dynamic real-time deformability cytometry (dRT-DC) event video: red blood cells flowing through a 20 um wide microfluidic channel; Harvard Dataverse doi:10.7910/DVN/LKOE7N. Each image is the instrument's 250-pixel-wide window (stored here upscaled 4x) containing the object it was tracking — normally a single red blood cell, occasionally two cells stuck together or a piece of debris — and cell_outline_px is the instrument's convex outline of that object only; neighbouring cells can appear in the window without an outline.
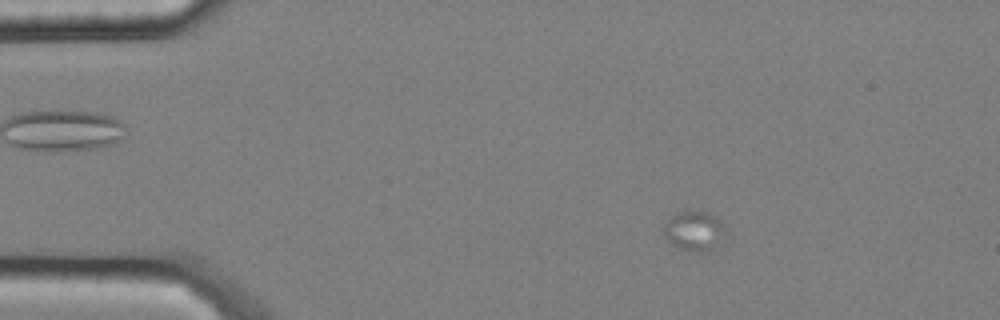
{"species": "common noctule bat (a hibernating species)", "species_latin": "Nyctalus noctula", "temperature_condition": "cold", "stored_images_in_passage": 34, "camera_frame_rate_fps": 3000, "um_per_image_px": 0.085, "animal": {"sex": "male", "body_mass_g": 20.4}, "frame": {"image": 1, "passage_image": 9, "time_ms": 2.667, "image_size_px": [1000, 320], "cell_outline_px": [[728, 232], [716, 252], [692, 252], [680, 248], [672, 244], [668, 240], [664, 232], [664, 224], [676, 212], [684, 208], [704, 212], [716, 216], [724, 224]], "centroid_in_image_um": [59.1, 19.64], "position_along_channel_um": 25.9, "area_um2": 15.14}}
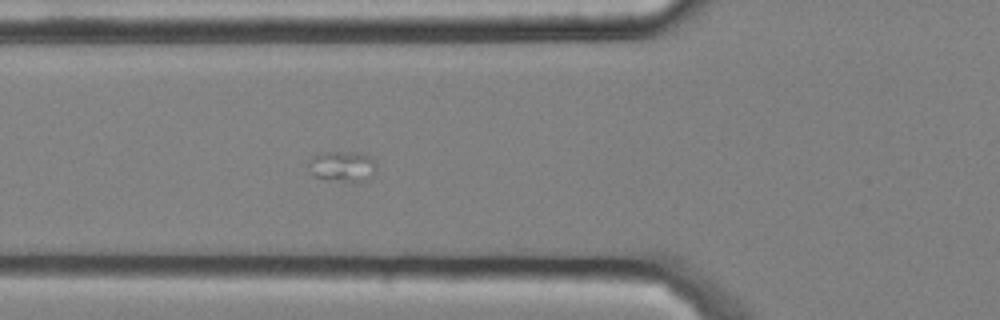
{"frame": {"image": 2, "passage_image": 20, "time_ms": 6.333, "image_size_px": [1000, 320], "cell_outline_px": [[376, 164], [372, 176], [356, 184], [328, 180], [312, 176], [308, 164], [308, 160], [312, 156], [324, 152], [356, 152], [368, 156]], "centroid_in_image_um": [29.06, 14.18], "position_along_channel_um": 96.7, "area_um2": 12.37}}